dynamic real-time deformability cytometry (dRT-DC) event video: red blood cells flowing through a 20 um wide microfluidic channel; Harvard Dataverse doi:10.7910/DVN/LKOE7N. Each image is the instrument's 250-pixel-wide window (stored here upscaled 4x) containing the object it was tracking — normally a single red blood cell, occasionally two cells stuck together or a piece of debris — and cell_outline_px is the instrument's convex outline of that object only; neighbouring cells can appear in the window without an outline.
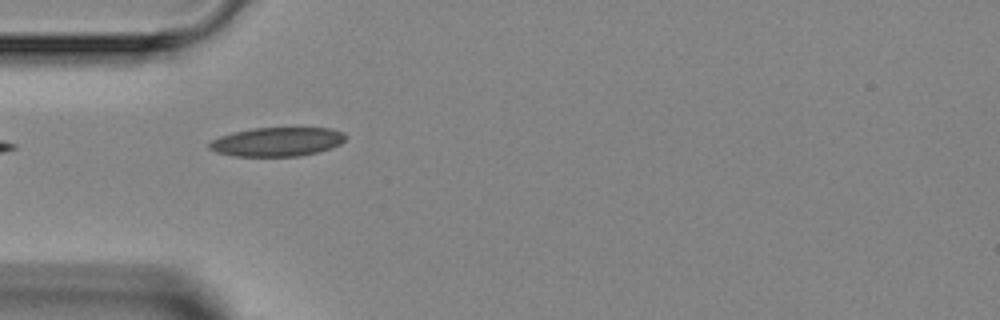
{"species": "Egyptian fruit bat (a non-hibernating species)", "species_latin": "Rousettus aegyptiacus", "temperature_condition": "room temperature", "stored_images_in_passage": 7, "camera_frame_rate_fps": 3000, "um_per_image_px": 0.085, "animal": {"sex": "female"}, "frame": {"image": 1, "passage_image": 4, "time_ms": 3.667, "image_size_px": [1000, 320], "cell_outline_px": [[344, 140], [340, 144], [332, 148], [300, 156], [236, 156], [216, 152], [208, 148], [208, 144], [212, 140], [220, 136], [232, 132], [252, 128], [332, 128], [344, 132]], "centroid_in_image_um": [23.54, 12.05], "position_along_channel_um": 61.5, "area_um2": 23.0}}
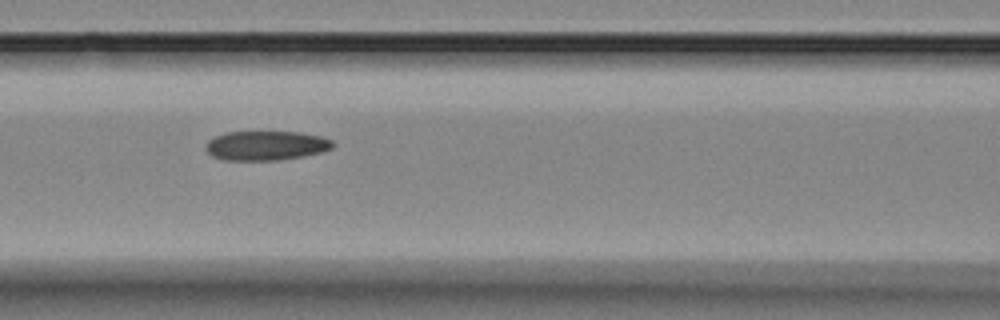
{"frame": {"image": 2, "passage_image": 6, "time_ms": 5.667, "image_size_px": [1000, 320], "cell_outline_px": [[336, 144], [332, 148], [324, 152], [304, 156], [280, 160], [224, 160], [212, 156], [204, 148], [204, 144], [208, 140], [216, 136], [228, 132], [300, 132], [324, 136], [332, 140]], "centroid_in_image_um": [22.65, 12.37], "position_along_channel_um": 143.9, "area_um2": 22.08}}
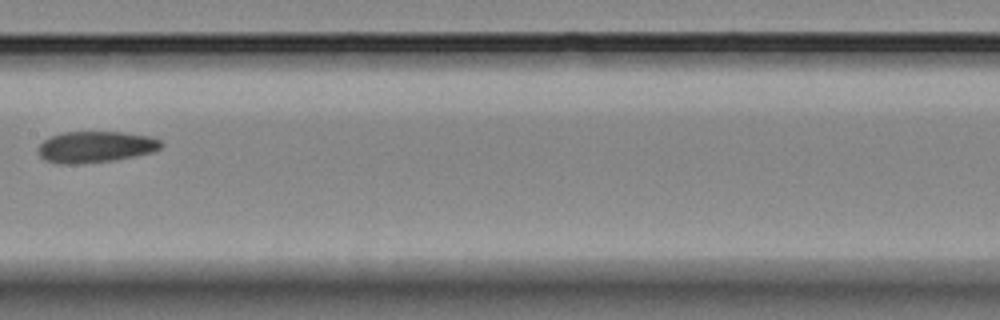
{"frame": {"image": 3, "passage_image": 7, "time_ms": 7.0, "image_size_px": [1000, 320], "cell_outline_px": [[164, 144], [160, 148], [152, 152], [116, 160], [76, 164], [60, 164], [44, 160], [40, 156], [40, 144], [44, 140], [52, 136], [64, 132], [124, 132], [148, 136], [160, 140]], "centroid_in_image_um": [8.14, 12.49], "position_along_channel_um": 199.3, "area_um2": 22.31}}